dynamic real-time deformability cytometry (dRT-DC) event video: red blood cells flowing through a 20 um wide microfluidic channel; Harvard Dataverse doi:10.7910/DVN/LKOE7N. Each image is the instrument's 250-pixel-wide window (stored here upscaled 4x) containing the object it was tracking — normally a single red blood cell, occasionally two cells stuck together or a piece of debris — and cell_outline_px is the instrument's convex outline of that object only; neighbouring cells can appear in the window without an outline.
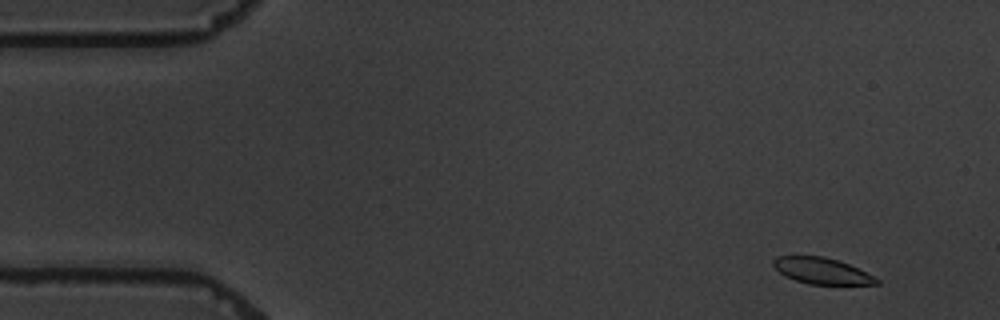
{"species": "common noctule bat (a hibernating species)", "species_latin": "Nyctalus noctula", "temperature_condition": "warm", "stored_images_in_passage": 5, "camera_frame_rate_fps": 3000, "um_per_image_px": 0.085, "animal": {"sex": "male", "body_mass_g": 19.5, "forearm_length_mm": 54.6}, "frame": {"image": 1, "passage_image": 1, "time_ms": 0.0, "image_size_px": [1000, 320], "cell_outline_px": [[880, 284], [808, 284], [796, 280], [780, 272], [772, 264], [772, 260], [776, 256], [824, 256], [848, 264], [880, 280]], "centroid_in_image_um": [69.82, 23.02], "position_along_channel_um": 15.2, "area_um2": 15.37}}
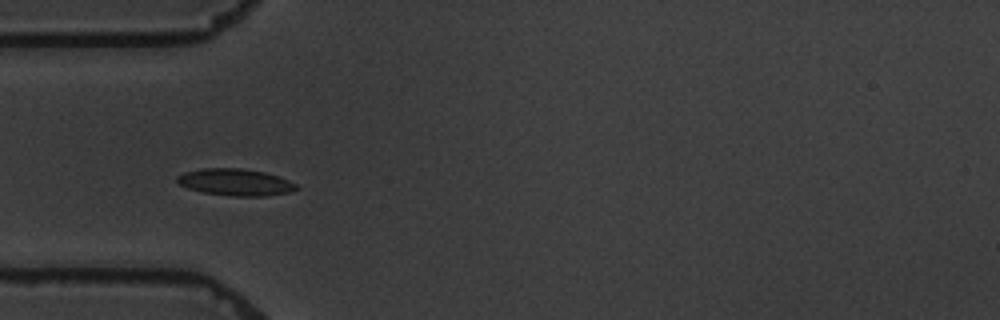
{"frame": {"image": 2, "passage_image": 4, "time_ms": 4.333, "image_size_px": [1000, 320], "cell_outline_px": [[300, 188], [292, 192], [264, 196], [232, 196], [204, 192], [188, 188], [180, 184], [176, 180], [176, 176], [184, 172], [200, 168], [240, 168], [264, 172], [288, 180], [296, 184]], "centroid_in_image_um": [20.01, 15.48], "position_along_channel_um": 65.0, "area_um2": 18.61}}